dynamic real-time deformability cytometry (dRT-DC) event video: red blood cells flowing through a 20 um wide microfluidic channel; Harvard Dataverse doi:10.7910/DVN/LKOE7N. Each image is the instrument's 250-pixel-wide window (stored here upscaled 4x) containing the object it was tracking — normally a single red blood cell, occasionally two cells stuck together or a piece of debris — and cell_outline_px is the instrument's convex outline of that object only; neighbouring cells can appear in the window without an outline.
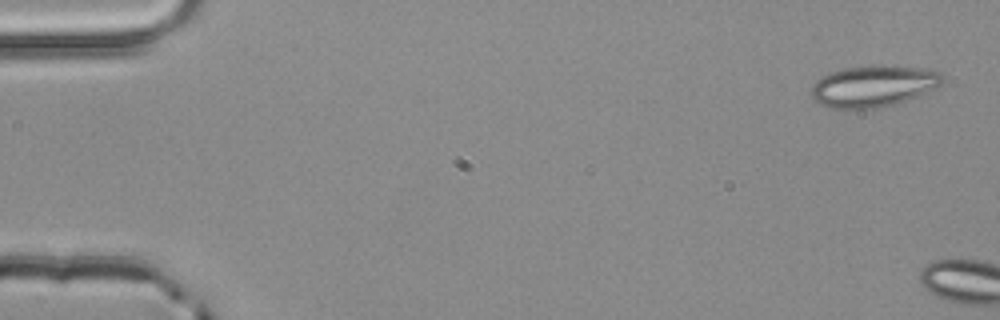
{"species": "common noctule bat (a hibernating species)", "species_latin": "Nyctalus noctula", "temperature_condition": "room temperature", "stored_images_in_passage": 2, "camera_frame_rate_fps": 3000, "um_per_image_px": 0.085, "animal": {"sex": "male", "body_mass_g": 20.4}, "frame": {"image": 1, "passage_image": 1, "time_ms": 0.0, "image_size_px": [1000, 320], "cell_outline_px": [[944, 80], [936, 88], [916, 96], [892, 104], [876, 108], [824, 108], [812, 96], [812, 84], [820, 76], [844, 68], [872, 64], [880, 64], [920, 68], [940, 72]], "centroid_in_image_um": [74.2, 7.3], "position_along_channel_um": 10.8, "area_um2": 31.62}}